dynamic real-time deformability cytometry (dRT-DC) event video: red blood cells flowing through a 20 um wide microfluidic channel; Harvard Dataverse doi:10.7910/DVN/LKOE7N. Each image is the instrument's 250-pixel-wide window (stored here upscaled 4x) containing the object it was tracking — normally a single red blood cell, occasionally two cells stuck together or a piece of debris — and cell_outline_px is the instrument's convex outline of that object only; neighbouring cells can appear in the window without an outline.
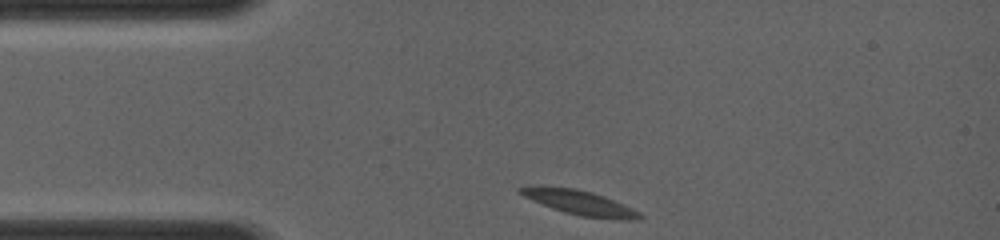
{"species": "common noctule bat (a hibernating species)", "species_latin": "Nyctalus noctula", "temperature_condition": "room temperature", "stored_images_in_passage": 35, "camera_frame_rate_fps": 4000, "um_per_image_px": 0.085, "animal": {"sex": "female", "body_mass_g": 19.0, "forearm_length_mm": 56.7}, "frame": {"image": 1, "passage_image": 1, "time_ms": 0.0, "image_size_px": [1000, 240], "cell_outline_px": [[644, 216], [636, 220], [624, 220], [580, 216], [544, 204], [524, 196], [520, 192], [520, 188], [572, 188], [588, 192], [612, 200]], "centroid_in_image_um": [49.37, 17.27], "position_along_channel_um": 35.6, "area_um2": 15.43}}
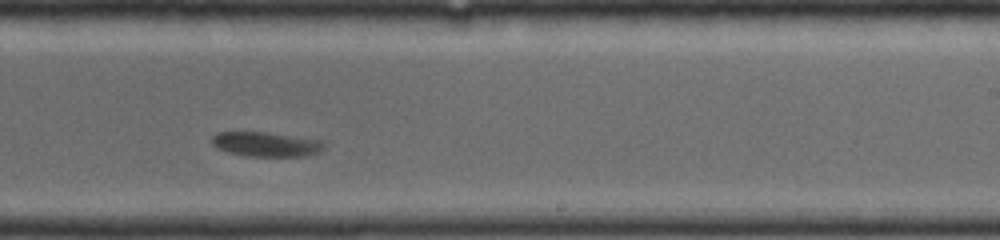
{"frame": {"image": 2, "passage_image": 20, "time_ms": 6.0, "image_size_px": [1000, 240], "cell_outline_px": [[324, 144], [316, 152], [304, 156], [248, 156], [232, 152], [220, 148], [212, 144], [212, 136], [220, 132], [264, 132], [316, 140]], "centroid_in_image_um": [22.54, 12.26], "position_along_channel_um": 266.5, "area_um2": 15.26}}
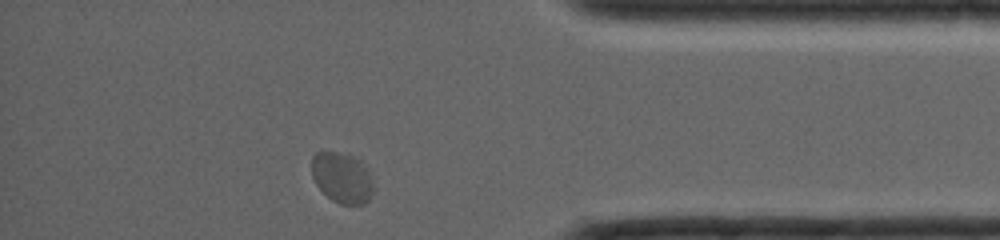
{"frame": {"image": 3, "passage_image": 35, "time_ms": 9.5, "image_size_px": [1000, 240], "cell_outline_px": [[372, 192], [368, 200], [364, 204], [340, 204], [332, 200], [316, 184], [312, 176], [312, 156], [316, 152], [336, 152], [348, 156], [356, 160], [360, 164], [368, 176], [372, 184]], "centroid_in_image_um": [29.01, 15.14], "position_along_channel_um": 406.2, "area_um2": 17.34}}